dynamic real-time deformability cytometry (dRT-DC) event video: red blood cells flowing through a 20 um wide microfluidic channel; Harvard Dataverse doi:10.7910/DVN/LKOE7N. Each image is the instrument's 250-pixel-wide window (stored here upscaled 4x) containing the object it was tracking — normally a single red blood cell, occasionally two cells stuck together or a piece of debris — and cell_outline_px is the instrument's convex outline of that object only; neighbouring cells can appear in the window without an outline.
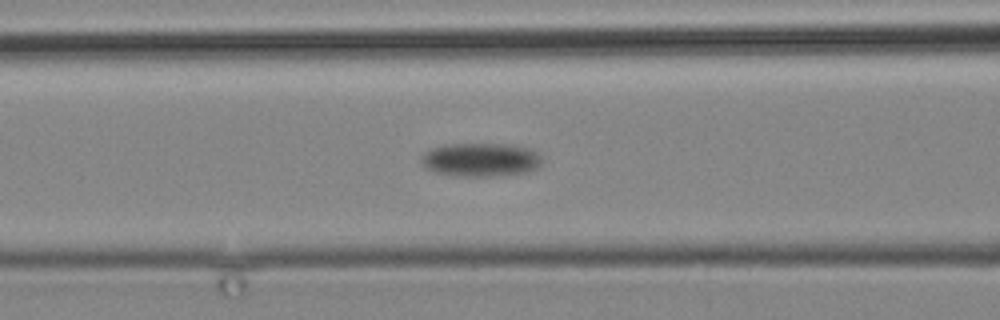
{"species": "common noctule bat (a hibernating species)", "species_latin": "Nyctalus noctula", "temperature_condition": "cold", "stored_images_in_passage": 11, "camera_frame_rate_fps": 3000, "um_per_image_px": 0.085, "animal": {"sex": "male", "body_mass_g": 19.2, "forearm_length_mm": 51.8}, "frame": {"image": 1, "passage_image": 11, "time_ms": 16.333, "image_size_px": [1000, 320], "cell_outline_px": [[540, 164], [536, 168], [528, 172], [492, 176], [456, 176], [436, 172], [424, 168], [420, 160], [424, 152], [432, 148], [444, 144], [512, 144], [532, 148], [540, 156]], "centroid_in_image_um": [40.84, 13.57], "position_along_channel_um": 125.8, "area_um2": 23.81}}